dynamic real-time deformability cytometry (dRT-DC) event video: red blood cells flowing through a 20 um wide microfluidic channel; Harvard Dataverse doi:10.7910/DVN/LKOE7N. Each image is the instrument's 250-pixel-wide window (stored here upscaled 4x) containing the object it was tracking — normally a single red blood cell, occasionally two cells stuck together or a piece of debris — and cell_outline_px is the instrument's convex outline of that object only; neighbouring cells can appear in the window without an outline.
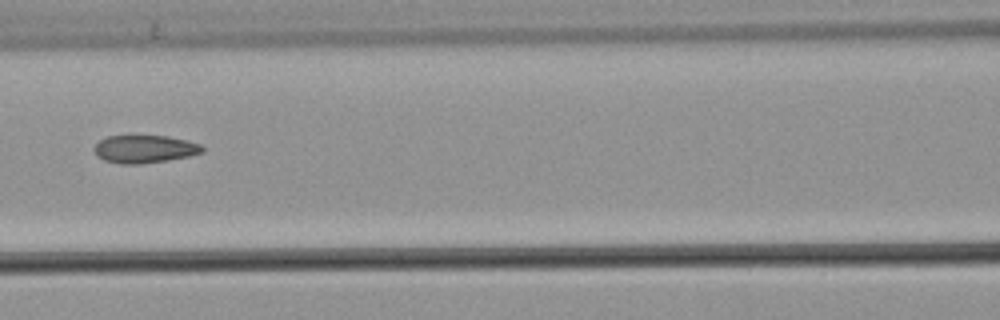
{"species": "common noctule bat (a hibernating species)", "species_latin": "Nyctalus noctula", "temperature_condition": "warm", "stored_images_in_passage": 7, "camera_frame_rate_fps": 3000, "um_per_image_px": 0.085, "animal": {"sex": "male", "body_mass_g": 21.5, "forearm_length_mm": 52.0}, "frame": {"image": 1, "passage_image": 6, "time_ms": 1.667, "image_size_px": [1000, 320], "cell_outline_px": [[204, 148], [200, 152], [188, 156], [168, 160], [140, 164], [120, 164], [104, 160], [96, 156], [96, 144], [100, 140], [108, 136], [168, 136], [188, 140], [200, 144]], "centroid_in_image_um": [12.29, 12.67], "position_along_channel_um": 154.3, "area_um2": 17.34}}